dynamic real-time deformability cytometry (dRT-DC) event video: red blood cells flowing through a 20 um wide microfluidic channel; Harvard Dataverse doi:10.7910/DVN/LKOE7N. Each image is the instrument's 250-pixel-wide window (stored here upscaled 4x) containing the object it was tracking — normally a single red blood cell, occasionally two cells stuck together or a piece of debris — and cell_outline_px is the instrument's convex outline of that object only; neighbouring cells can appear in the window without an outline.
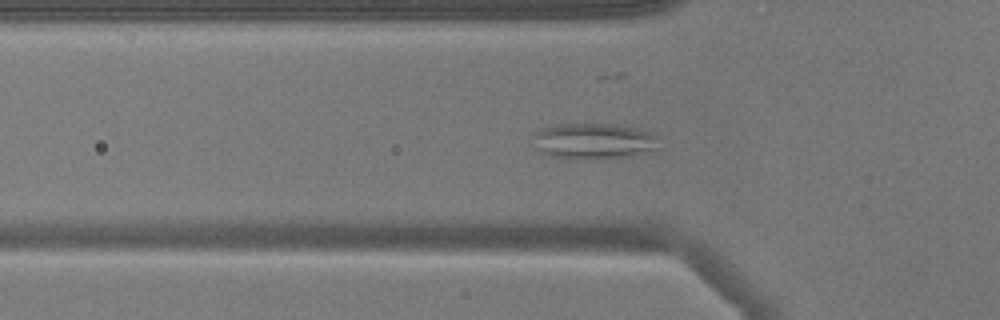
{"species": "common noctule bat (a hibernating species)", "species_latin": "Nyctalus noctula", "temperature_condition": "warm", "stored_images_in_passage": 46, "segment_of_instrument_passage": [1, 2], "camera_frame_rate_fps": 3000, "um_per_image_px": 0.085, "animal": {"sex": "male", "body_mass_g": 17.9}, "frame": {"image": 1, "passage_image": 9, "time_ms": 2.667, "image_size_px": [1000, 320], "cell_outline_px": [[660, 148], [632, 156], [592, 160], [580, 160], [548, 156], [540, 152], [536, 148], [532, 136], [540, 128], [556, 124], [608, 124], [640, 128], [660, 136]], "centroid_in_image_um": [50.49, 12.01], "position_along_channel_um": 75.3, "area_um2": 27.17}}
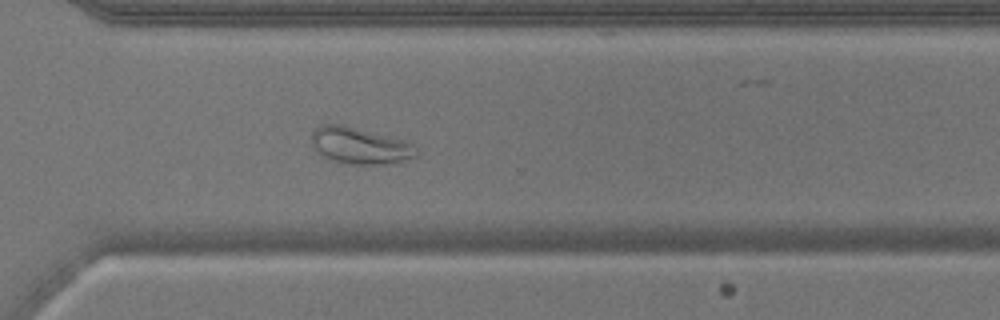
{"frame": {"image": 2, "passage_image": 30, "time_ms": 9.667, "image_size_px": [1000, 320], "cell_outline_px": [[416, 156], [408, 160], [388, 164], [344, 164], [320, 156], [316, 152], [312, 144], [312, 132], [320, 124], [344, 124], [400, 140], [412, 144], [416, 148]], "centroid_in_image_um": [30.53, 12.4], "position_along_channel_um": 340.1, "area_um2": 22.31}}
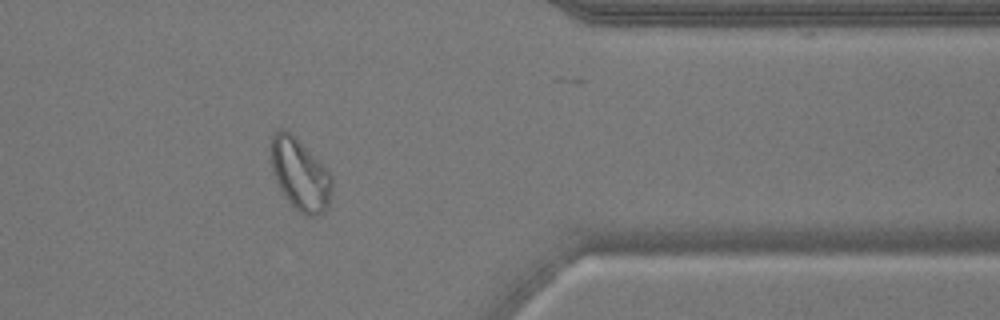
{"frame": {"image": 3, "passage_image": 35, "time_ms": 11.333, "image_size_px": [1000, 320], "cell_outline_px": [[332, 188], [328, 208], [324, 212], [316, 216], [304, 216], [288, 200], [280, 188], [272, 172], [272, 132], [280, 128], [284, 128], [328, 168], [332, 176]], "centroid_in_image_um": [25.54, 14.85], "position_along_channel_um": 385.9, "area_um2": 25.32}}